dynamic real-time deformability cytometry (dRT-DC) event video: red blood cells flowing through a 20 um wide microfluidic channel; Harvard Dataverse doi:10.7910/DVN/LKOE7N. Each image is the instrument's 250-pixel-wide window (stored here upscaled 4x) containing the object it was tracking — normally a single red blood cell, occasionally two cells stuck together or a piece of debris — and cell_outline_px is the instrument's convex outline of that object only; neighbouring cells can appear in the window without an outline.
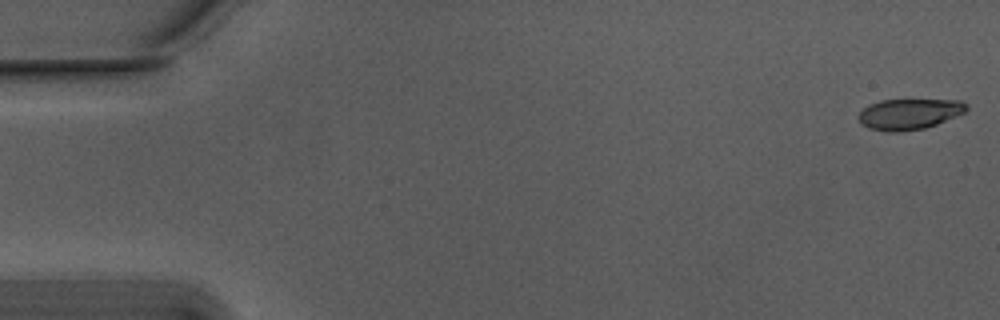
{"species": "Egyptian fruit bat (a non-hibernating species)", "species_latin": "Rousettus aegyptiacus", "temperature_condition": "warm", "stored_images_in_passage": 7, "camera_frame_rate_fps": 3000, "um_per_image_px": 0.085, "animal": {"sex": "male"}, "frame": {"image": 1, "passage_image": 1, "time_ms": 0.0, "image_size_px": [1000, 320], "cell_outline_px": [[968, 108], [964, 112], [936, 124], [924, 128], [900, 132], [884, 132], [868, 128], [860, 124], [856, 116], [868, 104], [880, 100], [960, 100], [968, 104]], "centroid_in_image_um": [77.22, 9.7], "position_along_channel_um": 7.8, "area_um2": 19.48}}